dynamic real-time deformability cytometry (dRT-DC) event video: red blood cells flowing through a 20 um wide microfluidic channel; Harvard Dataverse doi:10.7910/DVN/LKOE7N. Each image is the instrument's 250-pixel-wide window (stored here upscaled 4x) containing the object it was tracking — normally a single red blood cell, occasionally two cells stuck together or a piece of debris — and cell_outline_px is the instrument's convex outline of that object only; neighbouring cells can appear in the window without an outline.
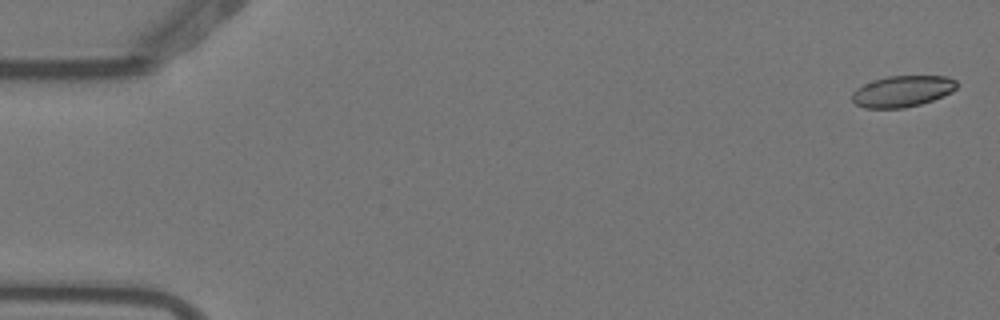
{"species": "Egyptian fruit bat (a non-hibernating species)", "species_latin": "Rousettus aegyptiacus", "temperature_condition": "warm", "stored_images_in_passage": 3, "camera_frame_rate_fps": 3000, "um_per_image_px": 0.085, "animal": {"sex": "female"}, "frame": {"image": 1, "passage_image": 1, "time_ms": 0.0, "image_size_px": [1000, 320], "cell_outline_px": [[956, 88], [952, 92], [932, 100], [920, 104], [904, 108], [864, 108], [856, 104], [852, 100], [852, 92], [856, 88], [872, 80], [888, 76], [948, 76], [956, 80]], "centroid_in_image_um": [76.68, 7.75], "position_along_channel_um": 8.3, "area_um2": 19.07}}